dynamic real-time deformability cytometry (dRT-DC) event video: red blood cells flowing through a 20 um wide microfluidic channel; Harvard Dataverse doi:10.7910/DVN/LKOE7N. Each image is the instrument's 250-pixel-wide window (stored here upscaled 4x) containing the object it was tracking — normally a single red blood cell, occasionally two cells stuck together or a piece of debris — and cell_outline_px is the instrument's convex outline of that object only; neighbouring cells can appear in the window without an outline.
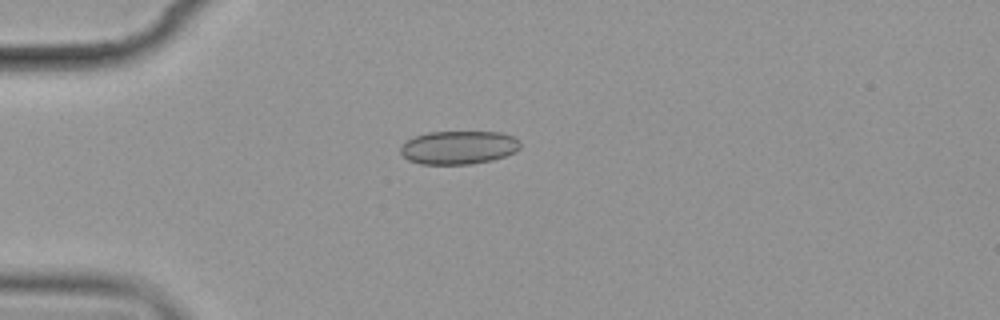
{"species": "common noctule bat (a hibernating species)", "species_latin": "Nyctalus noctula", "temperature_condition": "cold", "stored_images_in_passage": 8, "camera_frame_rate_fps": 3000, "um_per_image_px": 0.085, "animal": {"sex": "female", "body_mass_g": 19.9}, "frame": {"image": 1, "passage_image": 1, "time_ms": 0.0, "image_size_px": [1000, 320], "cell_outline_px": [[520, 148], [516, 152], [492, 160], [472, 164], [420, 164], [408, 160], [400, 152], [400, 148], [408, 140], [416, 136], [428, 132], [500, 132], [512, 136], [520, 140]], "centroid_in_image_um": [39.01, 12.54], "position_along_channel_um": 46.0, "area_um2": 23.29}}
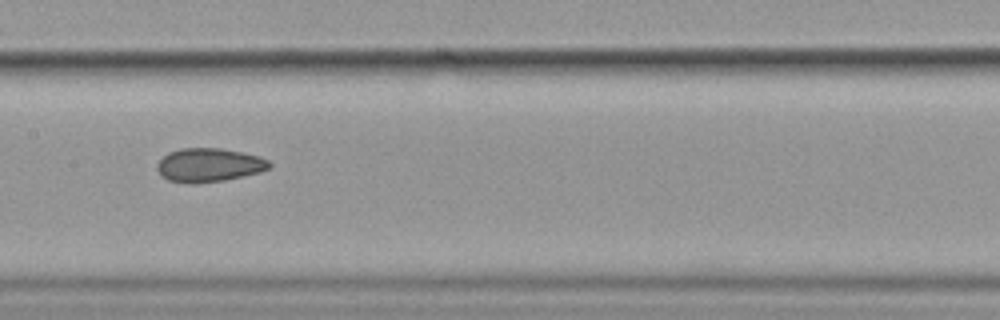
{"frame": {"image": 2, "passage_image": 5, "time_ms": 4.667, "image_size_px": [1000, 320], "cell_outline_px": [[272, 168], [260, 172], [224, 180], [168, 180], [156, 168], [156, 164], [168, 152], [180, 148], [220, 148], [260, 156], [268, 160], [272, 164]], "centroid_in_image_um": [17.83, 13.97], "position_along_channel_um": 189.6, "area_um2": 21.21}}
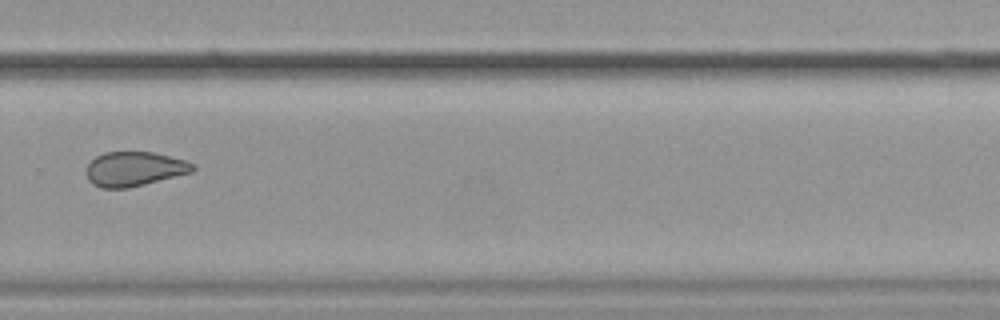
{"frame": {"image": 3, "passage_image": 8, "time_ms": 8.333, "image_size_px": [1000, 320], "cell_outline_px": [[196, 168], [192, 172], [128, 188], [100, 188], [92, 184], [88, 180], [88, 164], [96, 156], [104, 152], [152, 152], [184, 160], [196, 164]], "centroid_in_image_um": [11.42, 14.36], "position_along_channel_um": 318.4, "area_um2": 21.21}}